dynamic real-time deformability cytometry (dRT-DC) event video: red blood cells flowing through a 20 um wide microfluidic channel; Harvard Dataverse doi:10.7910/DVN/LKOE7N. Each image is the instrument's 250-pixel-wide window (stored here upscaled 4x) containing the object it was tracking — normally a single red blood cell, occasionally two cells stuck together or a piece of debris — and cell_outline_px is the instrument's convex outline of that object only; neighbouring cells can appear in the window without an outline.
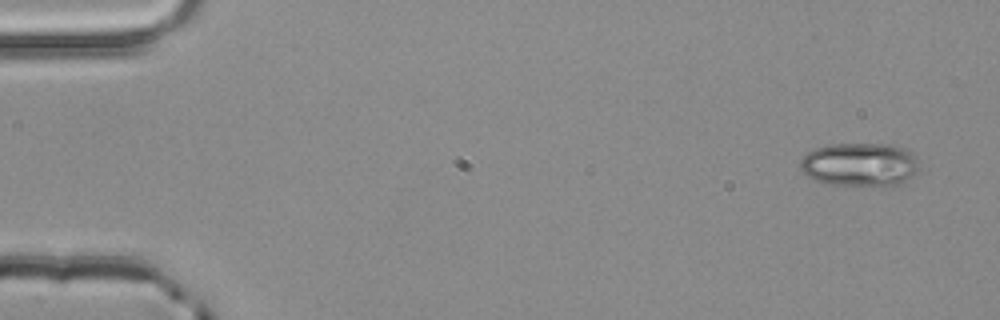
{"species": "common noctule bat (a hibernating species)", "species_latin": "Nyctalus noctula", "temperature_condition": "room temperature", "stored_images_in_passage": 4, "camera_frame_rate_fps": 3000, "um_per_image_px": 0.085, "animal": {"sex": "male", "body_mass_g": 20.4}, "frame": {"image": 1, "passage_image": 1, "time_ms": 0.0, "image_size_px": [1000, 320], "cell_outline_px": [[920, 168], [908, 180], [900, 184], [824, 184], [812, 180], [800, 168], [800, 160], [808, 152], [816, 148], [828, 144], [896, 144], [912, 152], [916, 156]], "centroid_in_image_um": [73.09, 13.96], "position_along_channel_um": 11.9, "area_um2": 30.17}}